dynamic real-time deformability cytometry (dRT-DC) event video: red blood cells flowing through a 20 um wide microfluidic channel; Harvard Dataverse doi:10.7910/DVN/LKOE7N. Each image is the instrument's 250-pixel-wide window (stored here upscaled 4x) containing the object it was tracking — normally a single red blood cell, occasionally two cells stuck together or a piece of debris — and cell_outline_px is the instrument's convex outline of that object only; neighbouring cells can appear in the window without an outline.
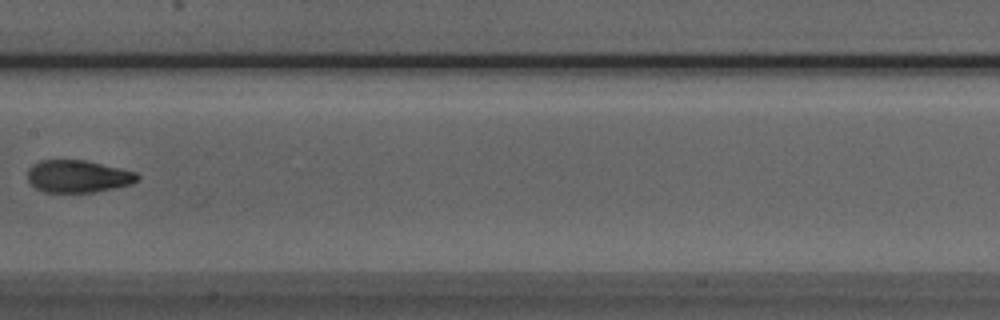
{"species": "Egyptian fruit bat (a non-hibernating species)", "species_latin": "Rousettus aegyptiacus", "temperature_condition": "room temperature", "stored_images_in_passage": 7, "camera_frame_rate_fps": 3000, "um_per_image_px": 0.085, "animal": {"sex": "male"}, "frame": {"image": 1, "passage_image": 7, "time_ms": 7.0, "image_size_px": [1000, 320], "cell_outline_px": [[140, 176], [132, 184], [96, 192], [44, 192], [36, 188], [28, 180], [28, 168], [32, 164], [40, 160], [84, 160], [136, 172]], "centroid_in_image_um": [6.61, 14.99], "position_along_channel_um": 200.8, "area_um2": 20.63}}